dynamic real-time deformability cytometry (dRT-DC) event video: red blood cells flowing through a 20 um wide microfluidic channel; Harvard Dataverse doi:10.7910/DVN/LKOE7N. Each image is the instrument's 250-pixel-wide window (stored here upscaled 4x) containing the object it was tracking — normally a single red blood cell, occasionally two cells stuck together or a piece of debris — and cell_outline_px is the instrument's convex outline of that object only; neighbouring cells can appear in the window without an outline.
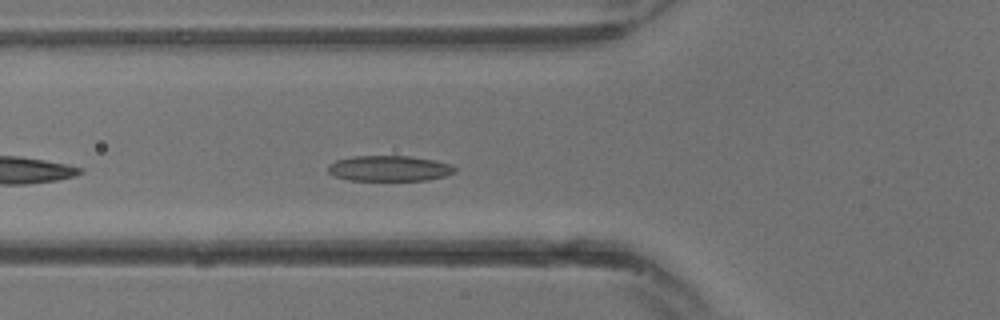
{"species": "common noctule bat (a hibernating species)", "species_latin": "Nyctalus noctula", "temperature_condition": "warm", "stored_images_in_passage": 10, "camera_frame_rate_fps": 3000, "um_per_image_px": 0.085, "animal": {"sex": "male", "body_mass_g": 13.3}, "frame": {"image": 1, "passage_image": 4, "time_ms": 1.0, "image_size_px": [1000, 320], "cell_outline_px": [[456, 172], [444, 176], [428, 180], [348, 180], [336, 176], [328, 172], [328, 164], [336, 160], [352, 156], [412, 156], [436, 160], [452, 164], [456, 168]], "centroid_in_image_um": [33.12, 14.3], "position_along_channel_um": 92.7, "area_um2": 19.02}}
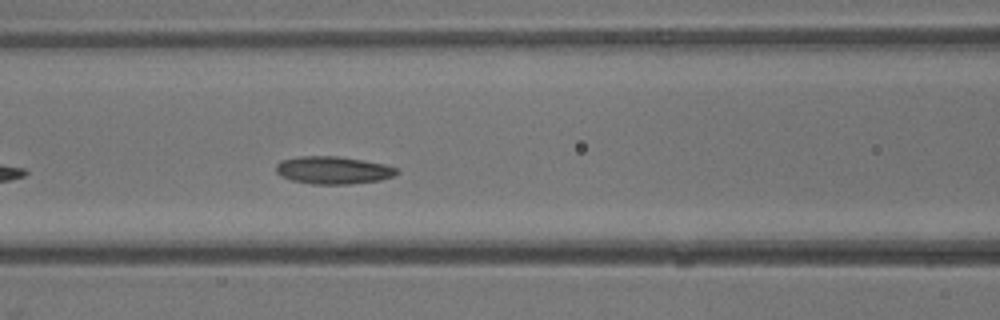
{"frame": {"image": 2, "passage_image": 6, "time_ms": 1.667, "image_size_px": [1000, 320], "cell_outline_px": [[400, 172], [392, 176], [380, 180], [348, 184], [312, 184], [292, 180], [280, 176], [276, 172], [276, 164], [280, 160], [300, 156], [340, 156], [364, 160], [384, 164], [396, 168]], "centroid_in_image_um": [28.29, 14.46], "position_along_channel_um": 138.3, "area_um2": 19.48}}